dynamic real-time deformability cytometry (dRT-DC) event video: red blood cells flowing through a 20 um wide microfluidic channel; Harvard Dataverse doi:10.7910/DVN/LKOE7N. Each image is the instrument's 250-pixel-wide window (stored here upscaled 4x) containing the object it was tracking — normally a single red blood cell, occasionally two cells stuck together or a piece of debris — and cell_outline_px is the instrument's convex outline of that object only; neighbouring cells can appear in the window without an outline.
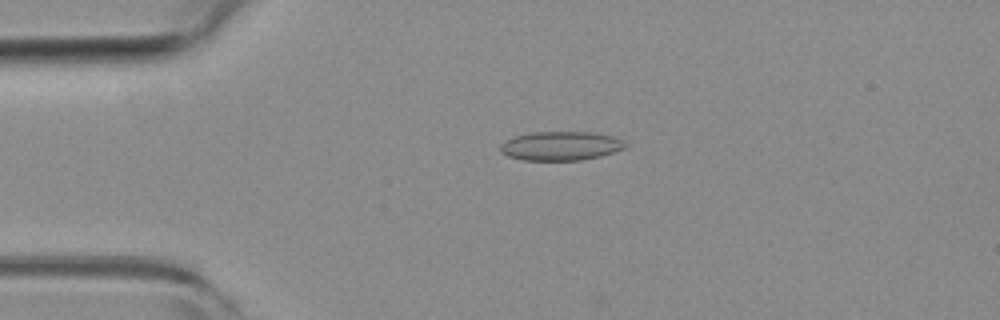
{"species": "common noctule bat (a hibernating species)", "species_latin": "Nyctalus noctula", "temperature_condition": "room temperature", "stored_images_in_passage": 5, "camera_frame_rate_fps": 3000, "um_per_image_px": 0.085, "animal": {"sex": "female", "body_mass_g": 19.3, "forearm_length_mm": 54.1}, "frame": {"image": 1, "passage_image": 4, "time_ms": 1.0, "image_size_px": [1000, 320], "cell_outline_px": [[624, 148], [600, 156], [580, 160], [524, 160], [508, 156], [500, 152], [500, 144], [504, 140], [516, 136], [532, 132], [592, 132], [612, 136], [620, 140], [624, 144]], "centroid_in_image_um": [47.59, 12.4], "position_along_channel_um": 37.4, "area_um2": 20.87}}